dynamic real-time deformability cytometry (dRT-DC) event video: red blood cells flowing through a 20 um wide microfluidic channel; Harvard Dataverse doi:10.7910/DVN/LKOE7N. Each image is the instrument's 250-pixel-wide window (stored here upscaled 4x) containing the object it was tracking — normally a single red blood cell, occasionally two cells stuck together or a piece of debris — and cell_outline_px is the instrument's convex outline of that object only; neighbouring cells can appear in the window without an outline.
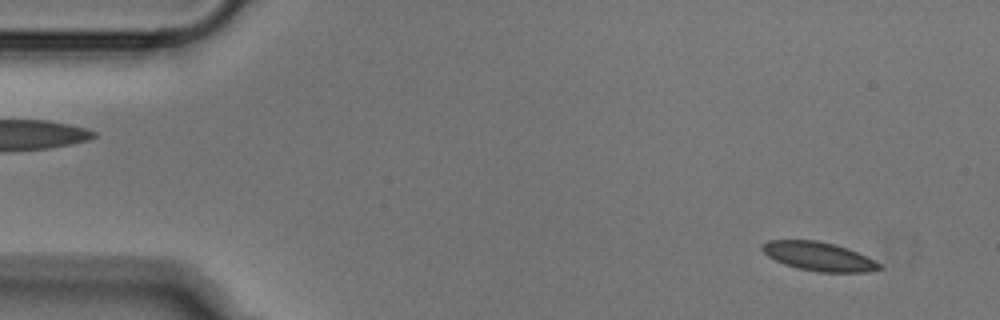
{"species": "Egyptian fruit bat (a non-hibernating species)", "species_latin": "Rousettus aegyptiacus", "temperature_condition": "cold", "stored_images_in_passage": 51, "camera_frame_rate_fps": 3000, "um_per_image_px": 0.085, "animal": {"sex": "male"}, "frame": {"image": 1, "passage_image": 3, "time_ms": 0.667, "image_size_px": [1000, 320], "cell_outline_px": [[884, 268], [868, 272], [820, 272], [796, 268], [784, 264], [768, 256], [760, 248], [760, 244], [768, 240], [816, 240], [836, 244], [848, 248], [868, 256], [880, 264]], "centroid_in_image_um": [69.6, 21.79], "position_along_channel_um": 15.4, "area_um2": 19.88}}
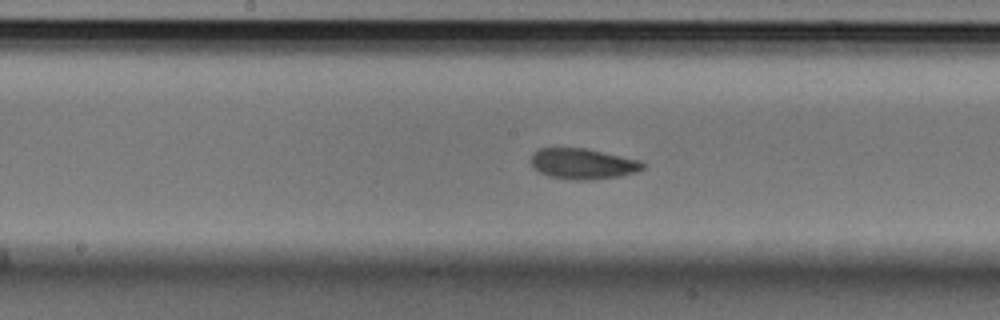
{"frame": {"image": 2, "passage_image": 25, "time_ms": 8.0, "image_size_px": [1000, 320], "cell_outline_px": [[648, 164], [644, 168], [636, 172], [620, 176], [584, 180], [576, 180], [548, 176], [532, 168], [532, 152], [540, 148], [584, 148], [640, 160]], "centroid_in_image_um": [49.55, 13.92], "position_along_channel_um": 198.7, "area_um2": 19.94}}
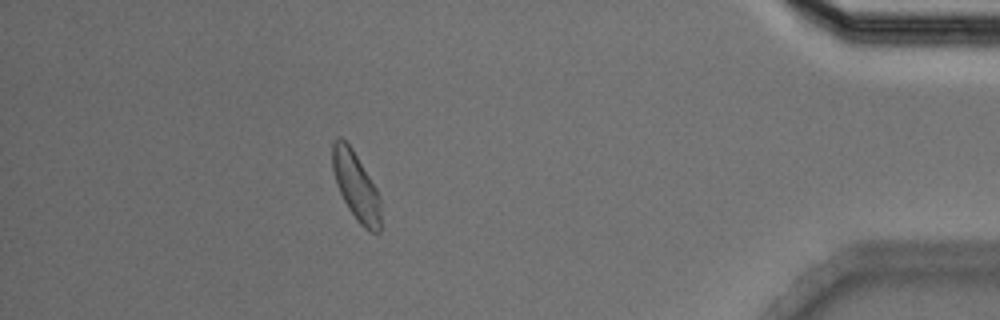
{"frame": {"image": 3, "passage_image": 45, "time_ms": 14.667, "image_size_px": [1000, 320], "cell_outline_px": [[380, 232], [368, 232], [356, 220], [348, 208], [336, 184], [332, 168], [332, 140], [336, 136], [340, 136], [352, 148], [376, 188], [380, 196]], "centroid_in_image_um": [30.24, 15.8], "position_along_channel_um": 405.0, "area_um2": 19.25}}